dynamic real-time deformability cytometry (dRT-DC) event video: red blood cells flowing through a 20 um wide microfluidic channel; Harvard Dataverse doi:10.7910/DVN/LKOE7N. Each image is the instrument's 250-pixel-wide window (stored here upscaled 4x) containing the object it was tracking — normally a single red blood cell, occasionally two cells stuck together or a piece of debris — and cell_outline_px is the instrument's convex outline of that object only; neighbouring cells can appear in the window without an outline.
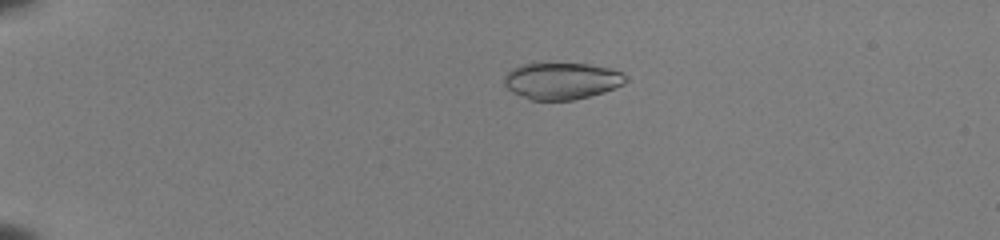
{"species": "common noctule bat (a hibernating species)", "species_latin": "Nyctalus noctula", "temperature_condition": "room temperature", "stored_images_in_passage": 41, "camera_frame_rate_fps": 3000, "um_per_image_px": 0.085, "animal": {"sex": "female", "body_mass_g": 22.0, "forearm_length_mm": 56.7}, "frame": {"image": 1, "passage_image": 1, "time_ms": 0.0, "image_size_px": [1000, 240], "cell_outline_px": [[628, 80], [624, 84], [616, 88], [604, 92], [572, 100], [532, 100], [512, 92], [504, 84], [504, 76], [512, 68], [524, 64], [588, 64], [612, 68], [624, 72], [628, 76]], "centroid_in_image_um": [47.81, 6.87], "position_along_channel_um": 37.2, "area_um2": 26.07}}
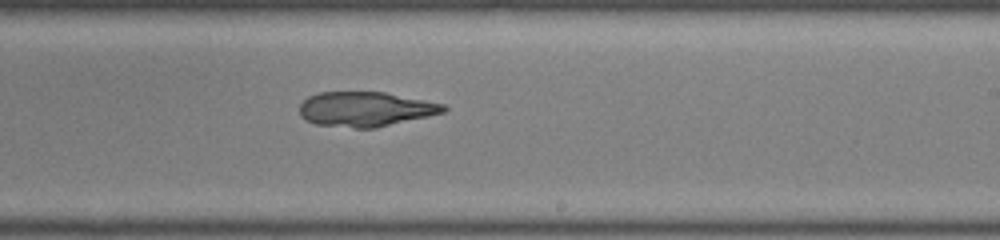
{"frame": {"image": 2, "passage_image": 23, "time_ms": 7.333, "image_size_px": [1000, 240], "cell_outline_px": [[448, 108], [444, 112], [428, 116], [376, 128], [352, 128], [316, 124], [304, 120], [300, 116], [300, 104], [308, 96], [320, 92], [384, 92], [444, 104]], "centroid_in_image_um": [31.04, 9.28], "position_along_channel_um": 258.0, "area_um2": 29.13}}
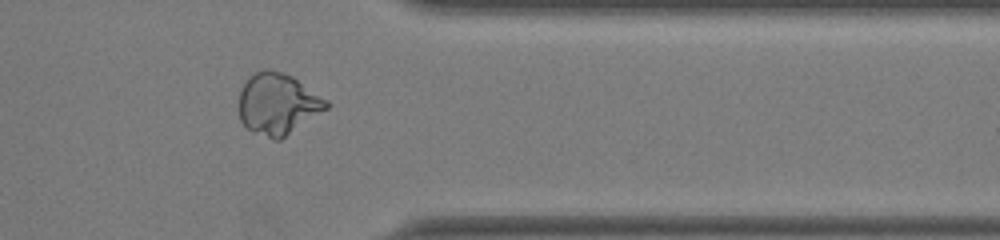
{"frame": {"image": 3, "passage_image": 33, "time_ms": 10.667, "image_size_px": [1000, 240], "cell_outline_px": [[332, 104], [328, 108], [280, 140], [272, 140], [252, 132], [240, 120], [240, 88], [248, 76], [264, 68], [268, 68], [292, 76], [328, 100]], "centroid_in_image_um": [23.61, 8.83], "position_along_channel_um": 387.8, "area_um2": 31.39}}